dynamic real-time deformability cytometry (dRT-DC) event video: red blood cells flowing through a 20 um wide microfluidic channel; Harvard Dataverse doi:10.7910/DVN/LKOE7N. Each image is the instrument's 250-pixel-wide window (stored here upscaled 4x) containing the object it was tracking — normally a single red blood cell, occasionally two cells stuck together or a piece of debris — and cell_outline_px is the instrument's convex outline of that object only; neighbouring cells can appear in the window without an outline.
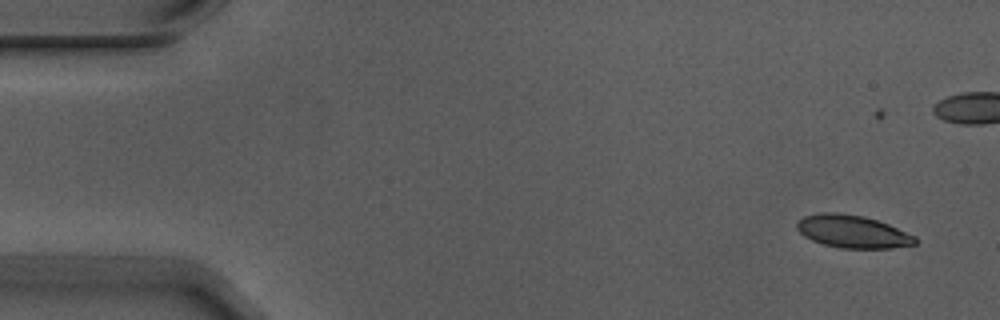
{"species": "Egyptian fruit bat (a non-hibernating species)", "species_latin": "Rousettus aegyptiacus", "temperature_condition": "warm", "stored_images_in_passage": 8, "camera_frame_rate_fps": 3000, "um_per_image_px": 0.085, "animal": {"sex": "male"}, "frame": {"image": 1, "passage_image": 2, "time_ms": 0.333, "image_size_px": [1000, 320], "cell_outline_px": [[920, 240], [916, 244], [892, 248], [840, 248], [824, 244], [812, 240], [804, 236], [796, 228], [796, 224], [804, 216], [820, 212], [836, 212], [864, 216], [888, 224], [916, 236]], "centroid_in_image_um": [72.49, 19.68], "position_along_channel_um": 12.5, "area_um2": 22.6}}